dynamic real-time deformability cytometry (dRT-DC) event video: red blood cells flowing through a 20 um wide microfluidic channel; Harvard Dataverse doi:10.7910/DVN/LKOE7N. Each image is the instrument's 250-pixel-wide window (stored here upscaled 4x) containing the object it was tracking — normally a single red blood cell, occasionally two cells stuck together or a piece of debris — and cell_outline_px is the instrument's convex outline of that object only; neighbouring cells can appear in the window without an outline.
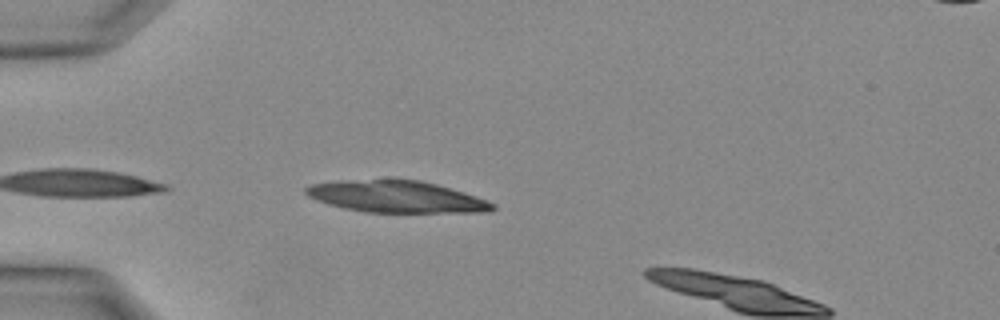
{"species": "Egyptian fruit bat (a non-hibernating species)", "species_latin": "Rousettus aegyptiacus", "temperature_condition": "warm", "stored_images_in_passage": 4, "camera_frame_rate_fps": 3000, "um_per_image_px": 0.085, "animal": {"sex": "female"}, "frame": {"image": 1, "passage_image": 1, "time_ms": 0.0, "image_size_px": [1000, 320], "cell_outline_px": [[496, 208], [480, 212], [364, 212], [344, 208], [328, 204], [316, 200], [308, 196], [304, 192], [304, 188], [312, 184], [392, 176], [420, 180], [436, 184], [464, 192], [476, 196], [492, 204]], "centroid_in_image_um": [33.63, 16.68], "position_along_channel_um": 51.4, "area_um2": 34.91}}